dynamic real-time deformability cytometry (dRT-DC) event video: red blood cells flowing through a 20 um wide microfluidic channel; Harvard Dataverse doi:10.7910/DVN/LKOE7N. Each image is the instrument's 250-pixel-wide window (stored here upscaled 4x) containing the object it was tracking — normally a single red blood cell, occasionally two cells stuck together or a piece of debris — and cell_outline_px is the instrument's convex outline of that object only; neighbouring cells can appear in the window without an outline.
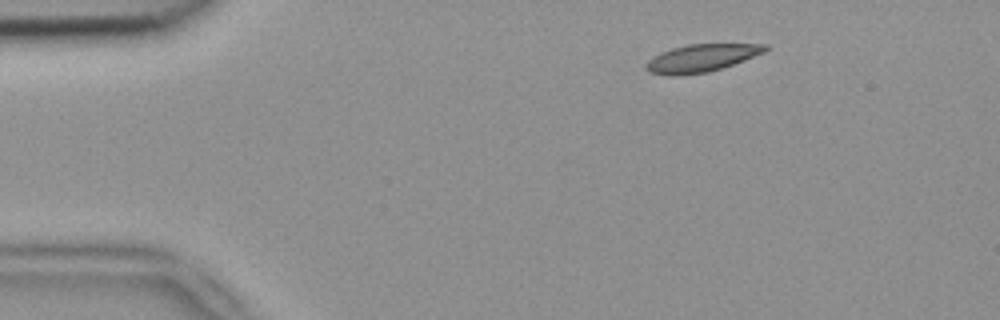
{"species": "common noctule bat (a hibernating species)", "species_latin": "Nyctalus noctula", "temperature_condition": "room temperature", "stored_images_in_passage": 3, "camera_frame_rate_fps": 3000, "um_per_image_px": 0.085, "animal": {"sex": "female", "body_mass_g": 18.4}, "frame": {"image": 1, "passage_image": 1, "time_ms": 0.0, "image_size_px": [1000, 320], "cell_outline_px": [[768, 48], [764, 52], [744, 60], [708, 72], [676, 76], [668, 76], [648, 72], [644, 68], [644, 64], [652, 56], [660, 52], [672, 48], [688, 44], [768, 44]], "centroid_in_image_um": [59.54, 4.94], "position_along_channel_um": 25.5, "area_um2": 19.25}}